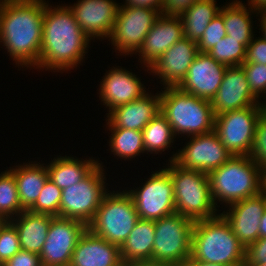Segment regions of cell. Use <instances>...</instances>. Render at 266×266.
Returning <instances> with one entry per match:
<instances>
[{
    "label": "cell",
    "mask_w": 266,
    "mask_h": 266,
    "mask_svg": "<svg viewBox=\"0 0 266 266\" xmlns=\"http://www.w3.org/2000/svg\"><path fill=\"white\" fill-rule=\"evenodd\" d=\"M2 1V2H1ZM0 42L21 66H38L44 0H1Z\"/></svg>",
    "instance_id": "1"
},
{
    "label": "cell",
    "mask_w": 266,
    "mask_h": 266,
    "mask_svg": "<svg viewBox=\"0 0 266 266\" xmlns=\"http://www.w3.org/2000/svg\"><path fill=\"white\" fill-rule=\"evenodd\" d=\"M45 3L39 65L49 70L73 69L85 56L89 37L81 30L69 6Z\"/></svg>",
    "instance_id": "2"
},
{
    "label": "cell",
    "mask_w": 266,
    "mask_h": 266,
    "mask_svg": "<svg viewBox=\"0 0 266 266\" xmlns=\"http://www.w3.org/2000/svg\"><path fill=\"white\" fill-rule=\"evenodd\" d=\"M190 257L212 264L244 266L246 248L219 214L194 222Z\"/></svg>",
    "instance_id": "3"
},
{
    "label": "cell",
    "mask_w": 266,
    "mask_h": 266,
    "mask_svg": "<svg viewBox=\"0 0 266 266\" xmlns=\"http://www.w3.org/2000/svg\"><path fill=\"white\" fill-rule=\"evenodd\" d=\"M160 93V113L176 134L188 137L214 131L215 115L211 101L184 92L179 87H164Z\"/></svg>",
    "instance_id": "4"
},
{
    "label": "cell",
    "mask_w": 266,
    "mask_h": 266,
    "mask_svg": "<svg viewBox=\"0 0 266 266\" xmlns=\"http://www.w3.org/2000/svg\"><path fill=\"white\" fill-rule=\"evenodd\" d=\"M208 176L215 205L217 200L230 205L261 192L262 168L249 156L233 155Z\"/></svg>",
    "instance_id": "5"
},
{
    "label": "cell",
    "mask_w": 266,
    "mask_h": 266,
    "mask_svg": "<svg viewBox=\"0 0 266 266\" xmlns=\"http://www.w3.org/2000/svg\"><path fill=\"white\" fill-rule=\"evenodd\" d=\"M171 176L176 213L199 221L216 217L208 174L199 170L181 168L174 161L165 168ZM215 213V214H214Z\"/></svg>",
    "instance_id": "6"
},
{
    "label": "cell",
    "mask_w": 266,
    "mask_h": 266,
    "mask_svg": "<svg viewBox=\"0 0 266 266\" xmlns=\"http://www.w3.org/2000/svg\"><path fill=\"white\" fill-rule=\"evenodd\" d=\"M131 195L106 193L87 228L96 236L121 247L139 220Z\"/></svg>",
    "instance_id": "7"
},
{
    "label": "cell",
    "mask_w": 266,
    "mask_h": 266,
    "mask_svg": "<svg viewBox=\"0 0 266 266\" xmlns=\"http://www.w3.org/2000/svg\"><path fill=\"white\" fill-rule=\"evenodd\" d=\"M152 260L183 266L190 258L194 221L174 213L154 221Z\"/></svg>",
    "instance_id": "8"
},
{
    "label": "cell",
    "mask_w": 266,
    "mask_h": 266,
    "mask_svg": "<svg viewBox=\"0 0 266 266\" xmlns=\"http://www.w3.org/2000/svg\"><path fill=\"white\" fill-rule=\"evenodd\" d=\"M265 110L263 105H254L215 116L214 132L232 156H249L256 123Z\"/></svg>",
    "instance_id": "9"
},
{
    "label": "cell",
    "mask_w": 266,
    "mask_h": 266,
    "mask_svg": "<svg viewBox=\"0 0 266 266\" xmlns=\"http://www.w3.org/2000/svg\"><path fill=\"white\" fill-rule=\"evenodd\" d=\"M103 166L99 165L81 182L62 189L59 217L77 219L88 225L106 195Z\"/></svg>",
    "instance_id": "10"
},
{
    "label": "cell",
    "mask_w": 266,
    "mask_h": 266,
    "mask_svg": "<svg viewBox=\"0 0 266 266\" xmlns=\"http://www.w3.org/2000/svg\"><path fill=\"white\" fill-rule=\"evenodd\" d=\"M160 14V10L148 7H119L113 31L109 36L115 49L126 55L136 53Z\"/></svg>",
    "instance_id": "11"
},
{
    "label": "cell",
    "mask_w": 266,
    "mask_h": 266,
    "mask_svg": "<svg viewBox=\"0 0 266 266\" xmlns=\"http://www.w3.org/2000/svg\"><path fill=\"white\" fill-rule=\"evenodd\" d=\"M128 193L140 219L155 221L176 213L173 182L166 169L155 172L142 188Z\"/></svg>",
    "instance_id": "12"
},
{
    "label": "cell",
    "mask_w": 266,
    "mask_h": 266,
    "mask_svg": "<svg viewBox=\"0 0 266 266\" xmlns=\"http://www.w3.org/2000/svg\"><path fill=\"white\" fill-rule=\"evenodd\" d=\"M87 225L77 219L52 216L40 253L43 266H70L72 254Z\"/></svg>",
    "instance_id": "13"
},
{
    "label": "cell",
    "mask_w": 266,
    "mask_h": 266,
    "mask_svg": "<svg viewBox=\"0 0 266 266\" xmlns=\"http://www.w3.org/2000/svg\"><path fill=\"white\" fill-rule=\"evenodd\" d=\"M181 150L174 154L170 161H174L183 169L199 170L206 174L222 166L232 157L214 131L191 136L190 142Z\"/></svg>",
    "instance_id": "14"
},
{
    "label": "cell",
    "mask_w": 266,
    "mask_h": 266,
    "mask_svg": "<svg viewBox=\"0 0 266 266\" xmlns=\"http://www.w3.org/2000/svg\"><path fill=\"white\" fill-rule=\"evenodd\" d=\"M229 212L221 215L231 226L232 232L245 248L260 238V220L266 208V195L245 198L229 205Z\"/></svg>",
    "instance_id": "15"
},
{
    "label": "cell",
    "mask_w": 266,
    "mask_h": 266,
    "mask_svg": "<svg viewBox=\"0 0 266 266\" xmlns=\"http://www.w3.org/2000/svg\"><path fill=\"white\" fill-rule=\"evenodd\" d=\"M227 66L208 53L198 52L185 79L178 86L184 92L211 101L222 83Z\"/></svg>",
    "instance_id": "16"
},
{
    "label": "cell",
    "mask_w": 266,
    "mask_h": 266,
    "mask_svg": "<svg viewBox=\"0 0 266 266\" xmlns=\"http://www.w3.org/2000/svg\"><path fill=\"white\" fill-rule=\"evenodd\" d=\"M258 101L251 92L245 71L240 65L227 67L211 104L216 116L227 111L262 105Z\"/></svg>",
    "instance_id": "17"
},
{
    "label": "cell",
    "mask_w": 266,
    "mask_h": 266,
    "mask_svg": "<svg viewBox=\"0 0 266 266\" xmlns=\"http://www.w3.org/2000/svg\"><path fill=\"white\" fill-rule=\"evenodd\" d=\"M120 5L113 0H79L69 9L81 30L90 38H109Z\"/></svg>",
    "instance_id": "18"
},
{
    "label": "cell",
    "mask_w": 266,
    "mask_h": 266,
    "mask_svg": "<svg viewBox=\"0 0 266 266\" xmlns=\"http://www.w3.org/2000/svg\"><path fill=\"white\" fill-rule=\"evenodd\" d=\"M197 42L182 37L149 67L165 87H178L198 54Z\"/></svg>",
    "instance_id": "19"
},
{
    "label": "cell",
    "mask_w": 266,
    "mask_h": 266,
    "mask_svg": "<svg viewBox=\"0 0 266 266\" xmlns=\"http://www.w3.org/2000/svg\"><path fill=\"white\" fill-rule=\"evenodd\" d=\"M182 37L184 36L181 18L160 14L137 51L142 56H140V59H143L145 67L149 68L154 61Z\"/></svg>",
    "instance_id": "20"
},
{
    "label": "cell",
    "mask_w": 266,
    "mask_h": 266,
    "mask_svg": "<svg viewBox=\"0 0 266 266\" xmlns=\"http://www.w3.org/2000/svg\"><path fill=\"white\" fill-rule=\"evenodd\" d=\"M160 113V93L152 96L145 93L141 98L117 106L109 111V128H126L142 131Z\"/></svg>",
    "instance_id": "21"
},
{
    "label": "cell",
    "mask_w": 266,
    "mask_h": 266,
    "mask_svg": "<svg viewBox=\"0 0 266 266\" xmlns=\"http://www.w3.org/2000/svg\"><path fill=\"white\" fill-rule=\"evenodd\" d=\"M102 80L99 94L103 105L109 107V111L139 99L146 93L140 79L123 68H112Z\"/></svg>",
    "instance_id": "22"
},
{
    "label": "cell",
    "mask_w": 266,
    "mask_h": 266,
    "mask_svg": "<svg viewBox=\"0 0 266 266\" xmlns=\"http://www.w3.org/2000/svg\"><path fill=\"white\" fill-rule=\"evenodd\" d=\"M120 261V247L87 228L75 246L70 266H114Z\"/></svg>",
    "instance_id": "23"
},
{
    "label": "cell",
    "mask_w": 266,
    "mask_h": 266,
    "mask_svg": "<svg viewBox=\"0 0 266 266\" xmlns=\"http://www.w3.org/2000/svg\"><path fill=\"white\" fill-rule=\"evenodd\" d=\"M12 219L15 222L9 221L18 232L21 250L40 255L46 242L52 215L24 210L17 216L18 220Z\"/></svg>",
    "instance_id": "24"
},
{
    "label": "cell",
    "mask_w": 266,
    "mask_h": 266,
    "mask_svg": "<svg viewBox=\"0 0 266 266\" xmlns=\"http://www.w3.org/2000/svg\"><path fill=\"white\" fill-rule=\"evenodd\" d=\"M16 167L10 168V171L15 177L20 205L28 210L36 202L49 178L48 170L46 166L37 163Z\"/></svg>",
    "instance_id": "25"
},
{
    "label": "cell",
    "mask_w": 266,
    "mask_h": 266,
    "mask_svg": "<svg viewBox=\"0 0 266 266\" xmlns=\"http://www.w3.org/2000/svg\"><path fill=\"white\" fill-rule=\"evenodd\" d=\"M154 239V221L139 219L120 247L121 260L130 263L152 260Z\"/></svg>",
    "instance_id": "26"
},
{
    "label": "cell",
    "mask_w": 266,
    "mask_h": 266,
    "mask_svg": "<svg viewBox=\"0 0 266 266\" xmlns=\"http://www.w3.org/2000/svg\"><path fill=\"white\" fill-rule=\"evenodd\" d=\"M54 160V161H53ZM47 165L49 178L60 188L64 189L81 182L98 165L95 160H78L74 157H57Z\"/></svg>",
    "instance_id": "27"
},
{
    "label": "cell",
    "mask_w": 266,
    "mask_h": 266,
    "mask_svg": "<svg viewBox=\"0 0 266 266\" xmlns=\"http://www.w3.org/2000/svg\"><path fill=\"white\" fill-rule=\"evenodd\" d=\"M216 0H198L179 17L183 25V36L198 42L213 18L219 14Z\"/></svg>",
    "instance_id": "28"
},
{
    "label": "cell",
    "mask_w": 266,
    "mask_h": 266,
    "mask_svg": "<svg viewBox=\"0 0 266 266\" xmlns=\"http://www.w3.org/2000/svg\"><path fill=\"white\" fill-rule=\"evenodd\" d=\"M219 13L224 19L226 35L239 40L247 47L254 39L252 30L251 14L247 7L240 1H234L227 6L221 7Z\"/></svg>",
    "instance_id": "29"
},
{
    "label": "cell",
    "mask_w": 266,
    "mask_h": 266,
    "mask_svg": "<svg viewBox=\"0 0 266 266\" xmlns=\"http://www.w3.org/2000/svg\"><path fill=\"white\" fill-rule=\"evenodd\" d=\"M144 149L148 152L165 151L175 136L167 119L158 113L142 130Z\"/></svg>",
    "instance_id": "30"
},
{
    "label": "cell",
    "mask_w": 266,
    "mask_h": 266,
    "mask_svg": "<svg viewBox=\"0 0 266 266\" xmlns=\"http://www.w3.org/2000/svg\"><path fill=\"white\" fill-rule=\"evenodd\" d=\"M112 136L110 138V150L122 159L134 158L139 153H144V143L142 131L126 128H110Z\"/></svg>",
    "instance_id": "31"
},
{
    "label": "cell",
    "mask_w": 266,
    "mask_h": 266,
    "mask_svg": "<svg viewBox=\"0 0 266 266\" xmlns=\"http://www.w3.org/2000/svg\"><path fill=\"white\" fill-rule=\"evenodd\" d=\"M24 209L20 205L14 174L8 170L0 174V221L12 220ZM10 218V219H9Z\"/></svg>",
    "instance_id": "32"
},
{
    "label": "cell",
    "mask_w": 266,
    "mask_h": 266,
    "mask_svg": "<svg viewBox=\"0 0 266 266\" xmlns=\"http://www.w3.org/2000/svg\"><path fill=\"white\" fill-rule=\"evenodd\" d=\"M207 53L218 63L227 67L240 66L246 58V47L239 43V40L226 35Z\"/></svg>",
    "instance_id": "33"
},
{
    "label": "cell",
    "mask_w": 266,
    "mask_h": 266,
    "mask_svg": "<svg viewBox=\"0 0 266 266\" xmlns=\"http://www.w3.org/2000/svg\"><path fill=\"white\" fill-rule=\"evenodd\" d=\"M61 198L62 189L48 178L36 202L28 210L58 216Z\"/></svg>",
    "instance_id": "34"
},
{
    "label": "cell",
    "mask_w": 266,
    "mask_h": 266,
    "mask_svg": "<svg viewBox=\"0 0 266 266\" xmlns=\"http://www.w3.org/2000/svg\"><path fill=\"white\" fill-rule=\"evenodd\" d=\"M21 250L19 235L10 221H0V265Z\"/></svg>",
    "instance_id": "35"
},
{
    "label": "cell",
    "mask_w": 266,
    "mask_h": 266,
    "mask_svg": "<svg viewBox=\"0 0 266 266\" xmlns=\"http://www.w3.org/2000/svg\"><path fill=\"white\" fill-rule=\"evenodd\" d=\"M226 36L224 19L222 15L217 14L209 23L206 30L203 32L202 37L197 42L198 51L207 53L211 50L216 43L220 42Z\"/></svg>",
    "instance_id": "36"
},
{
    "label": "cell",
    "mask_w": 266,
    "mask_h": 266,
    "mask_svg": "<svg viewBox=\"0 0 266 266\" xmlns=\"http://www.w3.org/2000/svg\"><path fill=\"white\" fill-rule=\"evenodd\" d=\"M249 157L259 167H266V110L261 114L256 123L253 146Z\"/></svg>",
    "instance_id": "37"
},
{
    "label": "cell",
    "mask_w": 266,
    "mask_h": 266,
    "mask_svg": "<svg viewBox=\"0 0 266 266\" xmlns=\"http://www.w3.org/2000/svg\"><path fill=\"white\" fill-rule=\"evenodd\" d=\"M241 66L251 92L258 99L260 93H266V65L243 62Z\"/></svg>",
    "instance_id": "38"
},
{
    "label": "cell",
    "mask_w": 266,
    "mask_h": 266,
    "mask_svg": "<svg viewBox=\"0 0 266 266\" xmlns=\"http://www.w3.org/2000/svg\"><path fill=\"white\" fill-rule=\"evenodd\" d=\"M266 263V238H259L246 248L244 266H257Z\"/></svg>",
    "instance_id": "39"
},
{
    "label": "cell",
    "mask_w": 266,
    "mask_h": 266,
    "mask_svg": "<svg viewBox=\"0 0 266 266\" xmlns=\"http://www.w3.org/2000/svg\"><path fill=\"white\" fill-rule=\"evenodd\" d=\"M246 63L266 65V39L252 40L246 47Z\"/></svg>",
    "instance_id": "40"
},
{
    "label": "cell",
    "mask_w": 266,
    "mask_h": 266,
    "mask_svg": "<svg viewBox=\"0 0 266 266\" xmlns=\"http://www.w3.org/2000/svg\"><path fill=\"white\" fill-rule=\"evenodd\" d=\"M2 266H43L38 254L20 250Z\"/></svg>",
    "instance_id": "41"
},
{
    "label": "cell",
    "mask_w": 266,
    "mask_h": 266,
    "mask_svg": "<svg viewBox=\"0 0 266 266\" xmlns=\"http://www.w3.org/2000/svg\"><path fill=\"white\" fill-rule=\"evenodd\" d=\"M198 0H163L162 15L180 16Z\"/></svg>",
    "instance_id": "42"
},
{
    "label": "cell",
    "mask_w": 266,
    "mask_h": 266,
    "mask_svg": "<svg viewBox=\"0 0 266 266\" xmlns=\"http://www.w3.org/2000/svg\"><path fill=\"white\" fill-rule=\"evenodd\" d=\"M163 0H126L125 6L148 7L162 12Z\"/></svg>",
    "instance_id": "43"
},
{
    "label": "cell",
    "mask_w": 266,
    "mask_h": 266,
    "mask_svg": "<svg viewBox=\"0 0 266 266\" xmlns=\"http://www.w3.org/2000/svg\"><path fill=\"white\" fill-rule=\"evenodd\" d=\"M248 6H250V12L259 11L263 12L266 11V0H248ZM254 10V11H253Z\"/></svg>",
    "instance_id": "44"
},
{
    "label": "cell",
    "mask_w": 266,
    "mask_h": 266,
    "mask_svg": "<svg viewBox=\"0 0 266 266\" xmlns=\"http://www.w3.org/2000/svg\"><path fill=\"white\" fill-rule=\"evenodd\" d=\"M132 266H179L171 263L157 262L153 260L133 262Z\"/></svg>",
    "instance_id": "45"
},
{
    "label": "cell",
    "mask_w": 266,
    "mask_h": 266,
    "mask_svg": "<svg viewBox=\"0 0 266 266\" xmlns=\"http://www.w3.org/2000/svg\"><path fill=\"white\" fill-rule=\"evenodd\" d=\"M183 266H227V265H219V264H212V263H207L204 261H198L194 260L191 257L184 263Z\"/></svg>",
    "instance_id": "46"
},
{
    "label": "cell",
    "mask_w": 266,
    "mask_h": 266,
    "mask_svg": "<svg viewBox=\"0 0 266 266\" xmlns=\"http://www.w3.org/2000/svg\"><path fill=\"white\" fill-rule=\"evenodd\" d=\"M260 221V238H266V208Z\"/></svg>",
    "instance_id": "47"
},
{
    "label": "cell",
    "mask_w": 266,
    "mask_h": 266,
    "mask_svg": "<svg viewBox=\"0 0 266 266\" xmlns=\"http://www.w3.org/2000/svg\"><path fill=\"white\" fill-rule=\"evenodd\" d=\"M258 13H261L262 15H261V25H260V27H261V32L263 33V35H262V37L264 38V39H266V11H263V12H257V14Z\"/></svg>",
    "instance_id": "48"
},
{
    "label": "cell",
    "mask_w": 266,
    "mask_h": 266,
    "mask_svg": "<svg viewBox=\"0 0 266 266\" xmlns=\"http://www.w3.org/2000/svg\"><path fill=\"white\" fill-rule=\"evenodd\" d=\"M261 192L266 195V167L262 168Z\"/></svg>",
    "instance_id": "49"
},
{
    "label": "cell",
    "mask_w": 266,
    "mask_h": 266,
    "mask_svg": "<svg viewBox=\"0 0 266 266\" xmlns=\"http://www.w3.org/2000/svg\"><path fill=\"white\" fill-rule=\"evenodd\" d=\"M114 266H132V263L130 262H126L125 260H121L120 262H118L116 265Z\"/></svg>",
    "instance_id": "50"
},
{
    "label": "cell",
    "mask_w": 266,
    "mask_h": 266,
    "mask_svg": "<svg viewBox=\"0 0 266 266\" xmlns=\"http://www.w3.org/2000/svg\"><path fill=\"white\" fill-rule=\"evenodd\" d=\"M257 266H266V263L259 264Z\"/></svg>",
    "instance_id": "51"
}]
</instances>
